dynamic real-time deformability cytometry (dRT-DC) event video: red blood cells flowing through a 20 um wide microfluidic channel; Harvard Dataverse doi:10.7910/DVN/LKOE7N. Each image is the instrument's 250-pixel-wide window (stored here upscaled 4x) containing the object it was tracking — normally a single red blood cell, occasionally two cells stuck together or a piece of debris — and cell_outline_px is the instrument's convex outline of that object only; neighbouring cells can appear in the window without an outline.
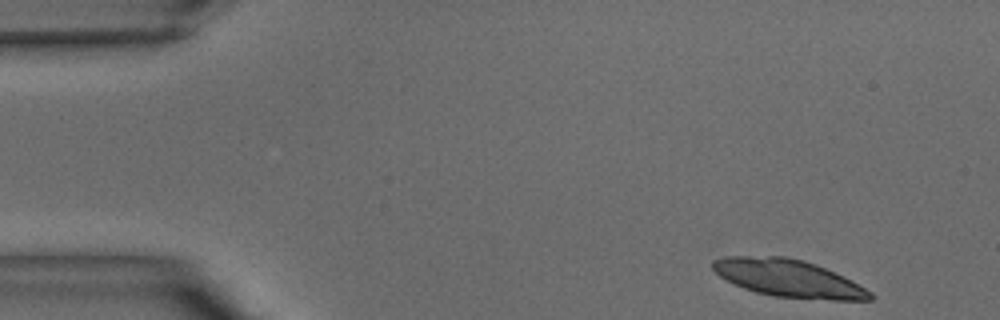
{"species": "common noctule bat (a hibernating species)", "species_latin": "Nyctalus noctula", "temperature_condition": "warm", "stored_images_in_passage": 37, "camera_frame_rate_fps": 3000, "um_per_image_px": 0.085, "animal": {"sex": "male", "body_mass_g": 15.6}, "frame": {"image": 1, "passage_image": 1, "time_ms": 0.0, "image_size_px": [1000, 320], "cell_outline_px": [[872, 300], [832, 300], [772, 296], [756, 292], [744, 288], [720, 276], [712, 268], [712, 260], [724, 256], [788, 256], [804, 260], [816, 264], [844, 276], [852, 280], [872, 292]], "centroid_in_image_um": [67.03, 23.64], "position_along_channel_um": 18.0, "area_um2": 34.33}}